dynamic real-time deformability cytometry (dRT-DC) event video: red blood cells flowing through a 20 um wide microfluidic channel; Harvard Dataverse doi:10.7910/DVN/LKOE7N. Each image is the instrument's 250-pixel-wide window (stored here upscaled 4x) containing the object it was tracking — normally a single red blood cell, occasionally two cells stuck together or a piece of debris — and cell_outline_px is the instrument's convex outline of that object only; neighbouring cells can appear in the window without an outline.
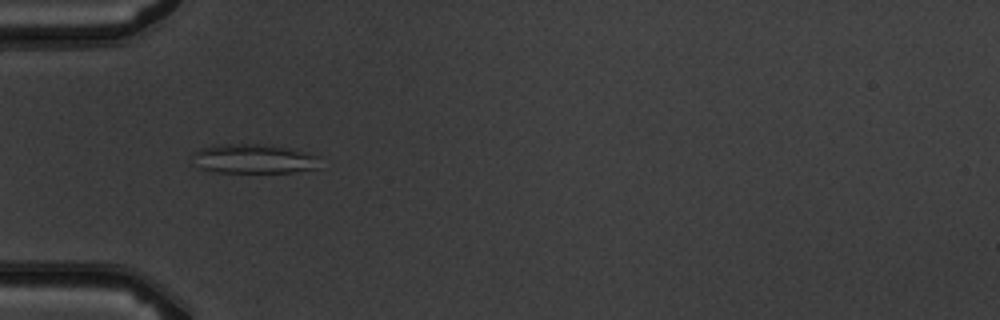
{"species": "common noctule bat (a hibernating species)", "species_latin": "Nyctalus noctula", "temperature_condition": "warm", "stored_images_in_passage": 6, "camera_frame_rate_fps": 3000, "um_per_image_px": 0.085, "animal": {"sex": "male", "body_mass_g": 19.5, "forearm_length_mm": 54.6}, "frame": {"image": 1, "passage_image": 4, "time_ms": 3.333, "image_size_px": [1000, 320], "cell_outline_px": [[320, 156], [316, 168], [292, 172], [216, 172], [200, 168], [192, 152], [204, 148], [220, 144], [272, 144], [296, 148]], "centroid_in_image_um": [21.66, 13.48], "position_along_channel_um": 63.3, "area_um2": 21.85}}
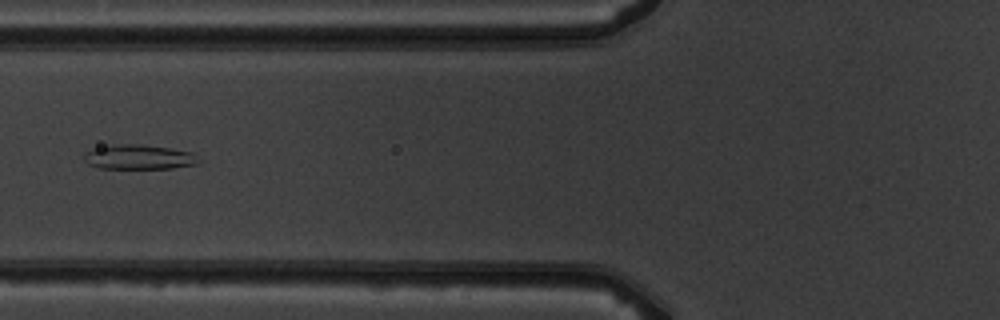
{"frame": {"image": 2, "passage_image": 5, "time_ms": 4.667, "image_size_px": [1000, 320], "cell_outline_px": [[200, 160], [196, 164], [172, 168], [100, 168], [88, 164], [84, 160], [84, 156], [92, 148], [100, 144], [140, 144], [168, 148], [192, 152]], "centroid_in_image_um": [11.75, 13.33], "position_along_channel_um": 114.0, "area_um2": 16.53}}